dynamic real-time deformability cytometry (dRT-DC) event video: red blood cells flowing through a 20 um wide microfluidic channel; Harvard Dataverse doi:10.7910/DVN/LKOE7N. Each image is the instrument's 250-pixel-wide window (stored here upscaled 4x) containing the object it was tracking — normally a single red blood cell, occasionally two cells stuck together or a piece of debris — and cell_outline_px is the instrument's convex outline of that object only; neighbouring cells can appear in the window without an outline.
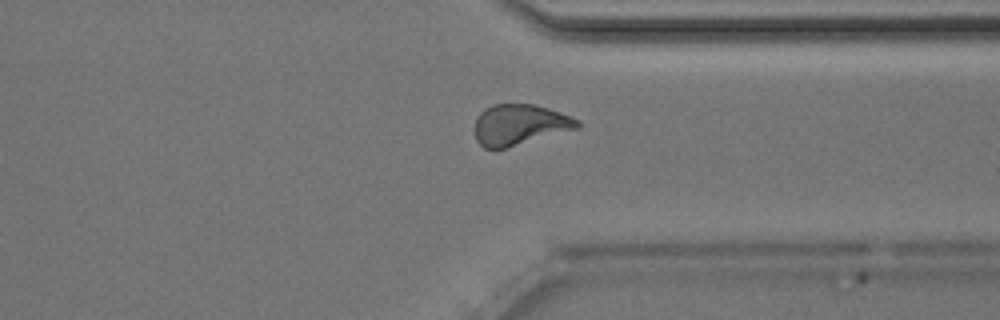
{"species": "Egyptian fruit bat (a non-hibernating species)", "species_latin": "Rousettus aegyptiacus", "temperature_condition": "room temperature", "stored_images_in_passage": 47, "camera_frame_rate_fps": 3000, "um_per_image_px": 0.085, "animal": {"sex": "male"}, "frame": {"image": 1, "passage_image": 34, "time_ms": 11.0, "image_size_px": [1000, 320], "cell_outline_px": [[580, 128], [504, 148], [484, 148], [476, 140], [476, 116], [484, 108], [492, 104], [532, 104], [548, 108], [572, 116], [580, 120]], "centroid_in_image_um": [44.19, 10.58], "position_along_channel_um": 367.2, "area_um2": 24.33}, "authors_computed_cell_mechanics": {"area_um2": 24.4494, "velocity_mm_per_s": 4.0027, "shape_relaxation_time_tau1_ms": 3.5841, "shape_relaxation_time_tau2_ms": 1.2903, "deformation_change_tau1": 0.1521, "deformation_change_tau2": 0.0712}}